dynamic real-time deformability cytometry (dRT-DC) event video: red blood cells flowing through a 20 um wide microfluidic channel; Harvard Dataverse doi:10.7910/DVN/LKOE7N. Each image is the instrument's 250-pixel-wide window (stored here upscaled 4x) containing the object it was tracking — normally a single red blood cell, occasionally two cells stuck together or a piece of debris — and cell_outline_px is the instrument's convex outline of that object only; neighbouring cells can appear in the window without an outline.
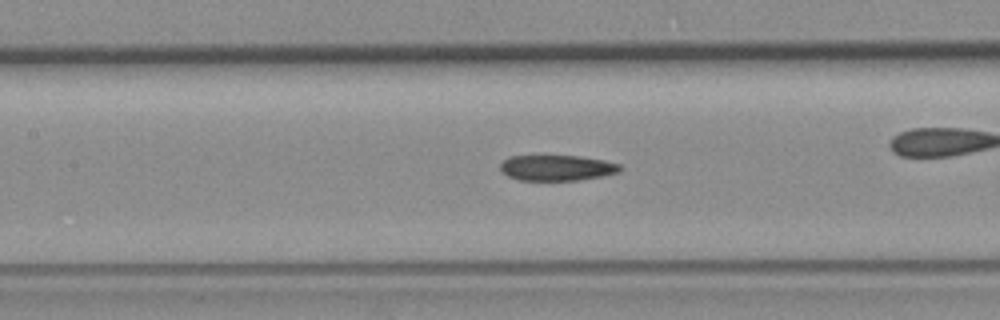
{"species": "common noctule bat (a hibernating species)", "species_latin": "Nyctalus noctula", "temperature_condition": "room temperature", "stored_images_in_passage": 55, "camera_frame_rate_fps": 3000, "um_per_image_px": 0.085, "animal": {"sex": "female", "body_mass_g": 19.3, "forearm_length_mm": 54.1}, "frame": {"image": 1, "passage_image": 24, "time_ms": 7.667, "image_size_px": [1000, 320], "cell_outline_px": [[624, 168], [620, 172], [580, 180], [520, 180], [508, 176], [500, 172], [500, 164], [504, 160], [512, 156], [580, 156], [604, 160], [620, 164]], "centroid_in_image_um": [47.35, 14.27], "position_along_channel_um": 160.0, "area_um2": 17.92}, "authors_computed_cell_mechanics": {"area_um2": 18.785, "velocity_mm_per_s": 3.8041, "shape_relaxation_time_tau1_ms": null, "shape_relaxation_time_tau2_ms": 4.2614, "deformation_change_tau1": null, "deformation_change_tau2": 0.11}}